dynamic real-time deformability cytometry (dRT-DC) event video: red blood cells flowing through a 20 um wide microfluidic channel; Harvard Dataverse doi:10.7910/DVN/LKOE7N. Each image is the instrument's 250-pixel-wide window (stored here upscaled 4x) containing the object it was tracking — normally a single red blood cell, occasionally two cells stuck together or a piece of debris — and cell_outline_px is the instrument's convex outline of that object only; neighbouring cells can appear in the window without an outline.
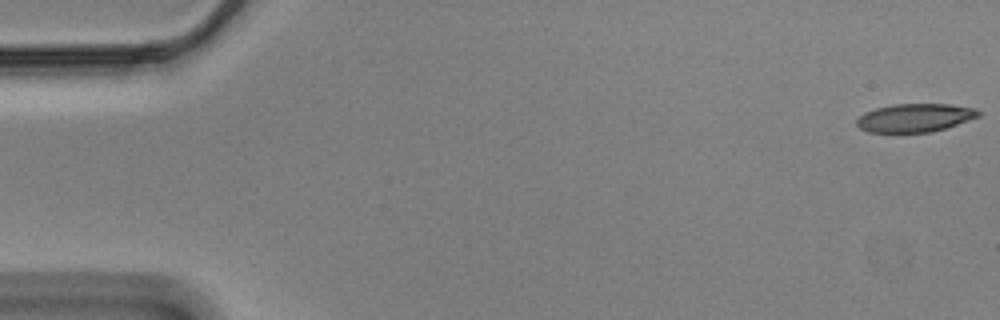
{"species": "Egyptian fruit bat (a non-hibernating species)", "species_latin": "Rousettus aegyptiacus", "temperature_condition": "cold", "stored_images_in_passage": 57, "camera_frame_rate_fps": 3000, "um_per_image_px": 0.085, "animal": {"sex": "male"}, "frame": {"image": 1, "passage_image": 1, "time_ms": 0.0, "image_size_px": [1000, 320], "cell_outline_px": [[980, 116], [932, 132], [868, 132], [860, 128], [856, 124], [856, 120], [864, 112], [876, 108], [892, 104], [948, 104], [976, 108], [980, 112]], "centroid_in_image_um": [77.75, 10.0], "position_along_channel_um": 7.3, "area_um2": 20.0}}
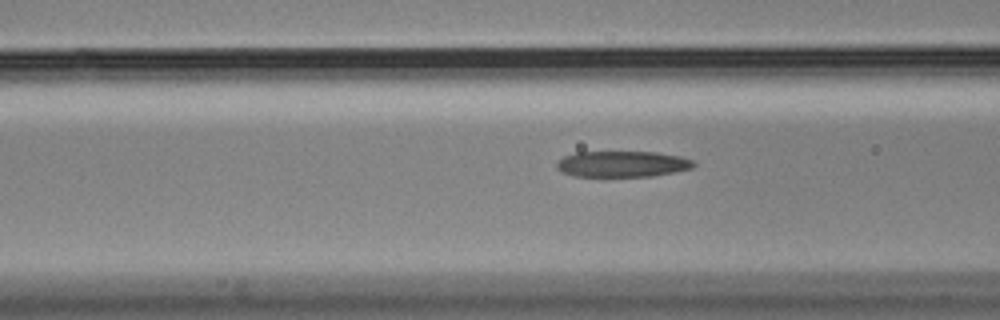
{"frame": {"image": 2, "passage_image": 22, "time_ms": 7.0, "image_size_px": [1000, 320], "cell_outline_px": [[696, 164], [692, 168], [652, 176], [572, 176], [560, 172], [556, 168], [556, 164], [564, 156], [576, 152], [656, 152], [680, 156], [692, 160]], "centroid_in_image_um": [52.86, 13.94], "position_along_channel_um": 113.7, "area_um2": 20.69}}
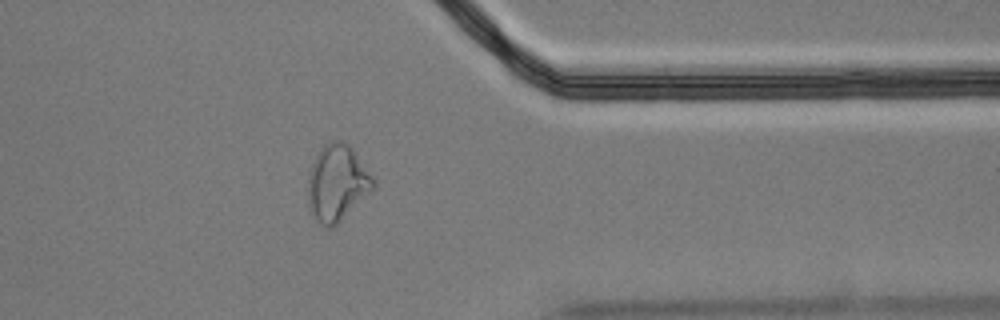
{"frame": {"image": 3, "passage_image": 46, "time_ms": 15.0, "image_size_px": [1000, 320], "cell_outline_px": [[376, 188], [332, 228], [320, 224], [308, 208], [308, 176], [312, 164], [316, 156], [324, 144], [332, 140], [340, 140], [348, 144], [352, 148], [376, 180]], "centroid_in_image_um": [28.68, 15.55], "position_along_channel_um": 382.7, "area_um2": 29.07}, "authors_computed_cell_mechanics": {"area_um2": 21.8484, "velocity_mm_per_s": 3.4934, "shape_relaxation_time_tau1_ms": null, "shape_relaxation_time_tau2_ms": 1.525, "deformation_change_tau1": null, "deformation_change_tau2": 0.1004}}